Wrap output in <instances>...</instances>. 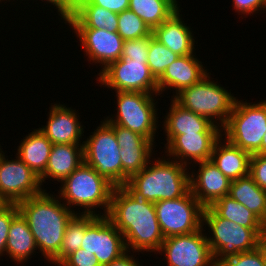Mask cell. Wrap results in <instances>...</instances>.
I'll use <instances>...</instances> for the list:
<instances>
[{"mask_svg":"<svg viewBox=\"0 0 266 266\" xmlns=\"http://www.w3.org/2000/svg\"><path fill=\"white\" fill-rule=\"evenodd\" d=\"M115 93L117 113L104 119L110 125H119L137 132L155 144V134L161 125L158 124V102L155 98L159 94L130 91H116Z\"/></svg>","mask_w":266,"mask_h":266,"instance_id":"cell-7","label":"cell"},{"mask_svg":"<svg viewBox=\"0 0 266 266\" xmlns=\"http://www.w3.org/2000/svg\"><path fill=\"white\" fill-rule=\"evenodd\" d=\"M152 36L153 34L151 33L144 38L125 40L121 57H130L132 60H147L149 41Z\"/></svg>","mask_w":266,"mask_h":266,"instance_id":"cell-36","label":"cell"},{"mask_svg":"<svg viewBox=\"0 0 266 266\" xmlns=\"http://www.w3.org/2000/svg\"><path fill=\"white\" fill-rule=\"evenodd\" d=\"M194 165L199 168L190 173V191L204 208L229 195L231 180L211 160Z\"/></svg>","mask_w":266,"mask_h":266,"instance_id":"cell-18","label":"cell"},{"mask_svg":"<svg viewBox=\"0 0 266 266\" xmlns=\"http://www.w3.org/2000/svg\"><path fill=\"white\" fill-rule=\"evenodd\" d=\"M82 163L83 144H53L45 172L39 177L41 185L49 178L61 183Z\"/></svg>","mask_w":266,"mask_h":266,"instance_id":"cell-23","label":"cell"},{"mask_svg":"<svg viewBox=\"0 0 266 266\" xmlns=\"http://www.w3.org/2000/svg\"><path fill=\"white\" fill-rule=\"evenodd\" d=\"M82 249L93 253L106 266L127 252L123 234L106 215H85Z\"/></svg>","mask_w":266,"mask_h":266,"instance_id":"cell-12","label":"cell"},{"mask_svg":"<svg viewBox=\"0 0 266 266\" xmlns=\"http://www.w3.org/2000/svg\"><path fill=\"white\" fill-rule=\"evenodd\" d=\"M38 247L26 219L19 212L12 220L6 242V255L15 263L27 262Z\"/></svg>","mask_w":266,"mask_h":266,"instance_id":"cell-26","label":"cell"},{"mask_svg":"<svg viewBox=\"0 0 266 266\" xmlns=\"http://www.w3.org/2000/svg\"><path fill=\"white\" fill-rule=\"evenodd\" d=\"M49 111L46 125L38 129L53 144H83L80 139L84 136L85 130L79 121L80 116L76 109L56 102L49 107Z\"/></svg>","mask_w":266,"mask_h":266,"instance_id":"cell-19","label":"cell"},{"mask_svg":"<svg viewBox=\"0 0 266 266\" xmlns=\"http://www.w3.org/2000/svg\"><path fill=\"white\" fill-rule=\"evenodd\" d=\"M164 238L190 234L203 227L204 207L189 190L184 196L154 203Z\"/></svg>","mask_w":266,"mask_h":266,"instance_id":"cell-10","label":"cell"},{"mask_svg":"<svg viewBox=\"0 0 266 266\" xmlns=\"http://www.w3.org/2000/svg\"><path fill=\"white\" fill-rule=\"evenodd\" d=\"M64 23L69 25L70 29L94 28L117 32L118 13L96 5H79Z\"/></svg>","mask_w":266,"mask_h":266,"instance_id":"cell-27","label":"cell"},{"mask_svg":"<svg viewBox=\"0 0 266 266\" xmlns=\"http://www.w3.org/2000/svg\"><path fill=\"white\" fill-rule=\"evenodd\" d=\"M61 202L57 195L44 190L17 203L34 236L37 253H42L49 264L59 255L67 224L81 212H74Z\"/></svg>","mask_w":266,"mask_h":266,"instance_id":"cell-2","label":"cell"},{"mask_svg":"<svg viewBox=\"0 0 266 266\" xmlns=\"http://www.w3.org/2000/svg\"><path fill=\"white\" fill-rule=\"evenodd\" d=\"M249 175L261 189L266 191V155L258 153L251 155Z\"/></svg>","mask_w":266,"mask_h":266,"instance_id":"cell-38","label":"cell"},{"mask_svg":"<svg viewBox=\"0 0 266 266\" xmlns=\"http://www.w3.org/2000/svg\"><path fill=\"white\" fill-rule=\"evenodd\" d=\"M44 2L54 5L53 8L58 9L57 12L61 16V20L65 21L70 16V0H45Z\"/></svg>","mask_w":266,"mask_h":266,"instance_id":"cell-41","label":"cell"},{"mask_svg":"<svg viewBox=\"0 0 266 266\" xmlns=\"http://www.w3.org/2000/svg\"><path fill=\"white\" fill-rule=\"evenodd\" d=\"M58 266H101L98 258L88 251L79 248L67 255Z\"/></svg>","mask_w":266,"mask_h":266,"instance_id":"cell-37","label":"cell"},{"mask_svg":"<svg viewBox=\"0 0 266 266\" xmlns=\"http://www.w3.org/2000/svg\"><path fill=\"white\" fill-rule=\"evenodd\" d=\"M5 204V201L0 197V208Z\"/></svg>","mask_w":266,"mask_h":266,"instance_id":"cell-47","label":"cell"},{"mask_svg":"<svg viewBox=\"0 0 266 266\" xmlns=\"http://www.w3.org/2000/svg\"><path fill=\"white\" fill-rule=\"evenodd\" d=\"M40 178L17 156L9 160L0 148V197L5 203H18L41 194Z\"/></svg>","mask_w":266,"mask_h":266,"instance_id":"cell-14","label":"cell"},{"mask_svg":"<svg viewBox=\"0 0 266 266\" xmlns=\"http://www.w3.org/2000/svg\"><path fill=\"white\" fill-rule=\"evenodd\" d=\"M220 217L247 228H262V221L247 207L225 195L210 206Z\"/></svg>","mask_w":266,"mask_h":266,"instance_id":"cell-30","label":"cell"},{"mask_svg":"<svg viewBox=\"0 0 266 266\" xmlns=\"http://www.w3.org/2000/svg\"><path fill=\"white\" fill-rule=\"evenodd\" d=\"M18 213L19 208L17 203H5L0 208V256L6 255V242L9 228L13 218Z\"/></svg>","mask_w":266,"mask_h":266,"instance_id":"cell-35","label":"cell"},{"mask_svg":"<svg viewBox=\"0 0 266 266\" xmlns=\"http://www.w3.org/2000/svg\"><path fill=\"white\" fill-rule=\"evenodd\" d=\"M165 154L186 166L210 160L213 147L222 133H191L183 135H166ZM191 160V161H190ZM193 162V163H192Z\"/></svg>","mask_w":266,"mask_h":266,"instance_id":"cell-17","label":"cell"},{"mask_svg":"<svg viewBox=\"0 0 266 266\" xmlns=\"http://www.w3.org/2000/svg\"><path fill=\"white\" fill-rule=\"evenodd\" d=\"M85 235V215L76 214L67 224L59 255L51 262L58 265L67 255L81 247Z\"/></svg>","mask_w":266,"mask_h":266,"instance_id":"cell-31","label":"cell"},{"mask_svg":"<svg viewBox=\"0 0 266 266\" xmlns=\"http://www.w3.org/2000/svg\"><path fill=\"white\" fill-rule=\"evenodd\" d=\"M166 158H152L145 168L128 179L124 187L138 199L153 203L184 196L190 190L191 168Z\"/></svg>","mask_w":266,"mask_h":266,"instance_id":"cell-3","label":"cell"},{"mask_svg":"<svg viewBox=\"0 0 266 266\" xmlns=\"http://www.w3.org/2000/svg\"><path fill=\"white\" fill-rule=\"evenodd\" d=\"M20 142L16 156L40 177L47 167L53 143L38 128Z\"/></svg>","mask_w":266,"mask_h":266,"instance_id":"cell-25","label":"cell"},{"mask_svg":"<svg viewBox=\"0 0 266 266\" xmlns=\"http://www.w3.org/2000/svg\"><path fill=\"white\" fill-rule=\"evenodd\" d=\"M261 252L263 255L264 265L266 266V238H261Z\"/></svg>","mask_w":266,"mask_h":266,"instance_id":"cell-44","label":"cell"},{"mask_svg":"<svg viewBox=\"0 0 266 266\" xmlns=\"http://www.w3.org/2000/svg\"><path fill=\"white\" fill-rule=\"evenodd\" d=\"M205 231L167 237L157 254H164L168 266H217Z\"/></svg>","mask_w":266,"mask_h":266,"instance_id":"cell-13","label":"cell"},{"mask_svg":"<svg viewBox=\"0 0 266 266\" xmlns=\"http://www.w3.org/2000/svg\"><path fill=\"white\" fill-rule=\"evenodd\" d=\"M111 126L121 148L122 186H124L131 176L139 173L148 165L150 159L154 158L152 157L155 155L153 149L156 146L150 139L137 132L119 125Z\"/></svg>","mask_w":266,"mask_h":266,"instance_id":"cell-16","label":"cell"},{"mask_svg":"<svg viewBox=\"0 0 266 266\" xmlns=\"http://www.w3.org/2000/svg\"><path fill=\"white\" fill-rule=\"evenodd\" d=\"M60 184L57 196L72 211L75 212L73 208L78 206V210L83 208L80 213L83 215H107L115 186L99 175L93 167L82 163ZM98 207L104 214L97 212Z\"/></svg>","mask_w":266,"mask_h":266,"instance_id":"cell-4","label":"cell"},{"mask_svg":"<svg viewBox=\"0 0 266 266\" xmlns=\"http://www.w3.org/2000/svg\"><path fill=\"white\" fill-rule=\"evenodd\" d=\"M179 8L160 26L152 30L153 37L178 56H186L195 52L196 41L191 26L182 19Z\"/></svg>","mask_w":266,"mask_h":266,"instance_id":"cell-21","label":"cell"},{"mask_svg":"<svg viewBox=\"0 0 266 266\" xmlns=\"http://www.w3.org/2000/svg\"><path fill=\"white\" fill-rule=\"evenodd\" d=\"M89 0H70V15L73 13L75 8H77L81 3Z\"/></svg>","mask_w":266,"mask_h":266,"instance_id":"cell-43","label":"cell"},{"mask_svg":"<svg viewBox=\"0 0 266 266\" xmlns=\"http://www.w3.org/2000/svg\"><path fill=\"white\" fill-rule=\"evenodd\" d=\"M117 33L125 40L140 39L149 36L152 30L130 9L118 13Z\"/></svg>","mask_w":266,"mask_h":266,"instance_id":"cell-33","label":"cell"},{"mask_svg":"<svg viewBox=\"0 0 266 266\" xmlns=\"http://www.w3.org/2000/svg\"><path fill=\"white\" fill-rule=\"evenodd\" d=\"M130 0H89L80 5H96L115 13H121L129 8Z\"/></svg>","mask_w":266,"mask_h":266,"instance_id":"cell-40","label":"cell"},{"mask_svg":"<svg viewBox=\"0 0 266 266\" xmlns=\"http://www.w3.org/2000/svg\"><path fill=\"white\" fill-rule=\"evenodd\" d=\"M257 153L266 155V133L262 139L261 149Z\"/></svg>","mask_w":266,"mask_h":266,"instance_id":"cell-45","label":"cell"},{"mask_svg":"<svg viewBox=\"0 0 266 266\" xmlns=\"http://www.w3.org/2000/svg\"><path fill=\"white\" fill-rule=\"evenodd\" d=\"M229 196L243 204L261 221L266 215V191L250 175L231 181Z\"/></svg>","mask_w":266,"mask_h":266,"instance_id":"cell-28","label":"cell"},{"mask_svg":"<svg viewBox=\"0 0 266 266\" xmlns=\"http://www.w3.org/2000/svg\"><path fill=\"white\" fill-rule=\"evenodd\" d=\"M179 57L180 56L173 53L153 36L150 38L147 64L151 74L156 80H158L163 75L166 68Z\"/></svg>","mask_w":266,"mask_h":266,"instance_id":"cell-32","label":"cell"},{"mask_svg":"<svg viewBox=\"0 0 266 266\" xmlns=\"http://www.w3.org/2000/svg\"><path fill=\"white\" fill-rule=\"evenodd\" d=\"M77 39L84 49V56L94 64H99L104 70L110 63L122 56L124 40L117 32L94 28H72Z\"/></svg>","mask_w":266,"mask_h":266,"instance_id":"cell-15","label":"cell"},{"mask_svg":"<svg viewBox=\"0 0 266 266\" xmlns=\"http://www.w3.org/2000/svg\"><path fill=\"white\" fill-rule=\"evenodd\" d=\"M97 83L116 91L158 94L157 80L151 74L147 60L121 57L97 73Z\"/></svg>","mask_w":266,"mask_h":266,"instance_id":"cell-11","label":"cell"},{"mask_svg":"<svg viewBox=\"0 0 266 266\" xmlns=\"http://www.w3.org/2000/svg\"><path fill=\"white\" fill-rule=\"evenodd\" d=\"M217 266H265L261 252V240L256 249L225 258Z\"/></svg>","mask_w":266,"mask_h":266,"instance_id":"cell-34","label":"cell"},{"mask_svg":"<svg viewBox=\"0 0 266 266\" xmlns=\"http://www.w3.org/2000/svg\"><path fill=\"white\" fill-rule=\"evenodd\" d=\"M178 2L179 0H130L128 9L153 30L180 8Z\"/></svg>","mask_w":266,"mask_h":266,"instance_id":"cell-29","label":"cell"},{"mask_svg":"<svg viewBox=\"0 0 266 266\" xmlns=\"http://www.w3.org/2000/svg\"><path fill=\"white\" fill-rule=\"evenodd\" d=\"M203 227H208L207 242L215 264L241 252L256 249L263 237L262 228H247L220 217L210 206L203 211Z\"/></svg>","mask_w":266,"mask_h":266,"instance_id":"cell-5","label":"cell"},{"mask_svg":"<svg viewBox=\"0 0 266 266\" xmlns=\"http://www.w3.org/2000/svg\"><path fill=\"white\" fill-rule=\"evenodd\" d=\"M211 73L199 82L183 89L172 99L181 107L208 118L221 129L226 125L236 97L231 91L215 82Z\"/></svg>","mask_w":266,"mask_h":266,"instance_id":"cell-6","label":"cell"},{"mask_svg":"<svg viewBox=\"0 0 266 266\" xmlns=\"http://www.w3.org/2000/svg\"><path fill=\"white\" fill-rule=\"evenodd\" d=\"M123 234L127 251L158 252L164 241L153 202L138 199L124 186L115 187L106 215Z\"/></svg>","mask_w":266,"mask_h":266,"instance_id":"cell-1","label":"cell"},{"mask_svg":"<svg viewBox=\"0 0 266 266\" xmlns=\"http://www.w3.org/2000/svg\"><path fill=\"white\" fill-rule=\"evenodd\" d=\"M83 141L84 163L93 167L115 187L122 186L121 148L113 127L104 119Z\"/></svg>","mask_w":266,"mask_h":266,"instance_id":"cell-9","label":"cell"},{"mask_svg":"<svg viewBox=\"0 0 266 266\" xmlns=\"http://www.w3.org/2000/svg\"><path fill=\"white\" fill-rule=\"evenodd\" d=\"M131 251H127L120 258L112 261L106 266H143L139 264V259H137L136 255H131ZM134 256V257H133ZM136 257V259H135Z\"/></svg>","mask_w":266,"mask_h":266,"instance_id":"cell-42","label":"cell"},{"mask_svg":"<svg viewBox=\"0 0 266 266\" xmlns=\"http://www.w3.org/2000/svg\"><path fill=\"white\" fill-rule=\"evenodd\" d=\"M233 8L238 15H255L260 10L266 11V0H232Z\"/></svg>","mask_w":266,"mask_h":266,"instance_id":"cell-39","label":"cell"},{"mask_svg":"<svg viewBox=\"0 0 266 266\" xmlns=\"http://www.w3.org/2000/svg\"><path fill=\"white\" fill-rule=\"evenodd\" d=\"M170 107L163 121L165 135L191 133H222V129L208 118L187 110L170 99Z\"/></svg>","mask_w":266,"mask_h":266,"instance_id":"cell-22","label":"cell"},{"mask_svg":"<svg viewBox=\"0 0 266 266\" xmlns=\"http://www.w3.org/2000/svg\"><path fill=\"white\" fill-rule=\"evenodd\" d=\"M262 234H263V238H266V215L264 219L262 220Z\"/></svg>","mask_w":266,"mask_h":266,"instance_id":"cell-46","label":"cell"},{"mask_svg":"<svg viewBox=\"0 0 266 266\" xmlns=\"http://www.w3.org/2000/svg\"><path fill=\"white\" fill-rule=\"evenodd\" d=\"M195 54V55H194ZM196 57V52L186 56H180L170 64L163 75L157 80L158 94L163 91H173V98L185 88L199 82L208 74L207 69L202 65V61ZM175 90V91H174Z\"/></svg>","mask_w":266,"mask_h":266,"instance_id":"cell-20","label":"cell"},{"mask_svg":"<svg viewBox=\"0 0 266 266\" xmlns=\"http://www.w3.org/2000/svg\"><path fill=\"white\" fill-rule=\"evenodd\" d=\"M265 133L266 100L252 104L237 97L232 113L222 128V136L252 155L261 149Z\"/></svg>","mask_w":266,"mask_h":266,"instance_id":"cell-8","label":"cell"},{"mask_svg":"<svg viewBox=\"0 0 266 266\" xmlns=\"http://www.w3.org/2000/svg\"><path fill=\"white\" fill-rule=\"evenodd\" d=\"M251 154L221 136L215 143L211 161L231 181L249 175Z\"/></svg>","mask_w":266,"mask_h":266,"instance_id":"cell-24","label":"cell"}]
</instances>
